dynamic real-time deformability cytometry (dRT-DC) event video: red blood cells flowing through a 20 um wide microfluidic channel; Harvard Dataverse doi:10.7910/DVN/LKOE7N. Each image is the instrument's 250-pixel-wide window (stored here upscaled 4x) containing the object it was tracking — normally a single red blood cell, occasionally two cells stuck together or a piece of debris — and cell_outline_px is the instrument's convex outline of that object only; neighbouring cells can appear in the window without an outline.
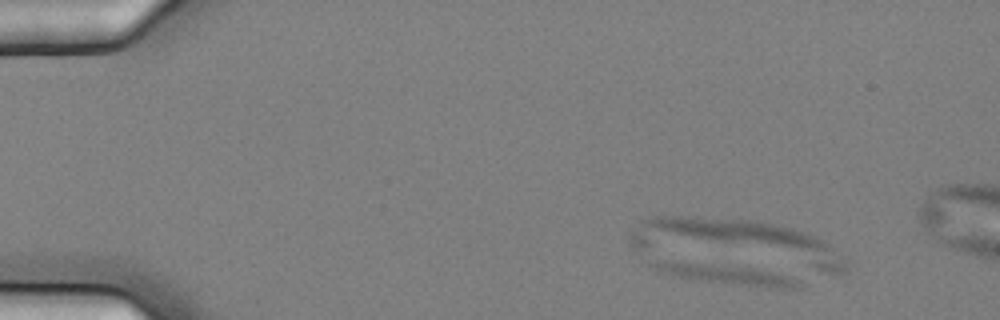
{"species": "common noctule bat (a hibernating species)", "species_latin": "Nyctalus noctula", "temperature_condition": "cold", "stored_images_in_passage": 14, "camera_frame_rate_fps": 3000, "um_per_image_px": 0.085, "animal": {"sex": "female", "body_mass_g": 25.1}, "frame": {"image": 1, "passage_image": 5, "time_ms": 1.333, "image_size_px": [1000, 320], "cell_outline_px": [[800, 288], [776, 288], [708, 280], [676, 276], [660, 272], [648, 264], [648, 260], [652, 260], [752, 268], [772, 272], [788, 276], [796, 280], [800, 284]], "centroid_in_image_um": [61.69, 23.31], "position_along_channel_um": 23.3, "area_um2": 15.49}}